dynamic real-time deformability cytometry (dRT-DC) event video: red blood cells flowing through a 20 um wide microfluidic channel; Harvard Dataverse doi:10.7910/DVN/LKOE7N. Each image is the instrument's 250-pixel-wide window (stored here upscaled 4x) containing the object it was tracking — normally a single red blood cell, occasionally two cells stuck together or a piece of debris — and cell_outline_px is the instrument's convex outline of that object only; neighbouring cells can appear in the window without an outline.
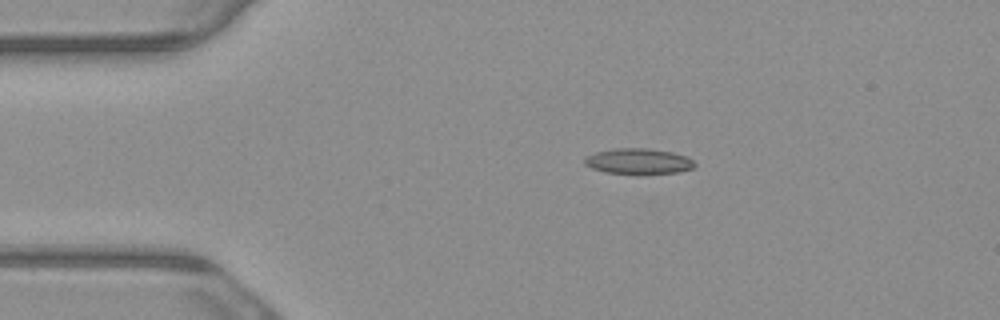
{"species": "common noctule bat (a hibernating species)", "species_latin": "Nyctalus noctula", "temperature_condition": "warm", "stored_images_in_passage": 5, "camera_frame_rate_fps": 3000, "um_per_image_px": 0.085, "animal": {"sex": "male", "body_mass_g": 23.1, "forearm_length_mm": 52.7}, "frame": {"image": 1, "passage_image": 2, "time_ms": 0.333, "image_size_px": [1000, 320], "cell_outline_px": [[696, 164], [692, 168], [680, 172], [644, 176], [604, 172], [592, 168], [584, 164], [584, 156], [596, 152], [616, 148], [648, 148], [672, 152], [684, 156], [692, 160]], "centroid_in_image_um": [54.25, 13.74], "position_along_channel_um": 30.8, "area_um2": 16.99}}
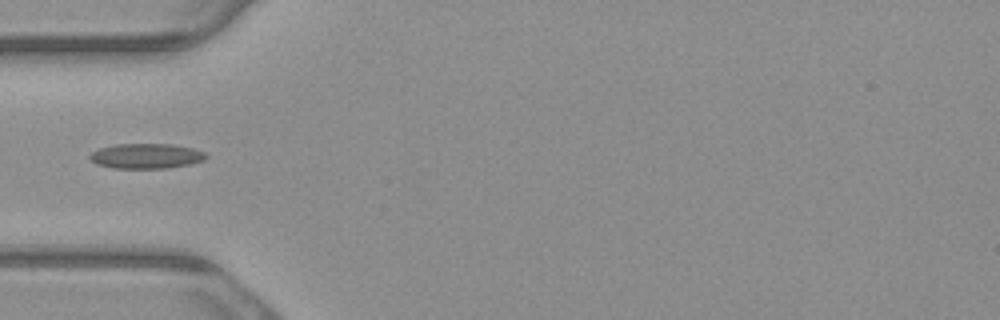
{"frame": {"image": 2, "passage_image": 4, "time_ms": 1.0, "image_size_px": [1000, 320], "cell_outline_px": [[208, 156], [204, 160], [188, 164], [168, 168], [112, 168], [96, 164], [88, 156], [92, 152], [100, 148], [116, 144], [172, 144], [192, 148], [204, 152]], "centroid_in_image_um": [12.42, 13.26], "position_along_channel_um": 72.6, "area_um2": 16.88}}
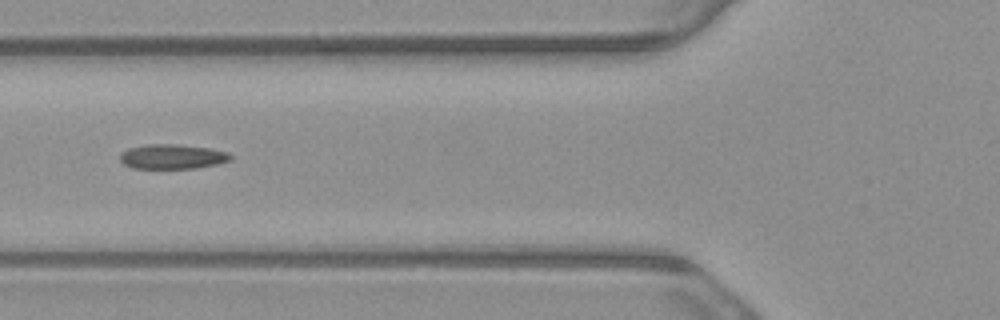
{"frame": {"image": 3, "passage_image": 5, "time_ms": 1.333, "image_size_px": [1000, 320], "cell_outline_px": [[232, 160], [216, 164], [196, 168], [132, 168], [124, 164], [120, 160], [120, 152], [128, 148], [148, 144], [180, 144], [212, 148], [228, 152], [232, 156]], "centroid_in_image_um": [14.66, 13.3], "position_along_channel_um": 111.1, "area_um2": 16.07}}